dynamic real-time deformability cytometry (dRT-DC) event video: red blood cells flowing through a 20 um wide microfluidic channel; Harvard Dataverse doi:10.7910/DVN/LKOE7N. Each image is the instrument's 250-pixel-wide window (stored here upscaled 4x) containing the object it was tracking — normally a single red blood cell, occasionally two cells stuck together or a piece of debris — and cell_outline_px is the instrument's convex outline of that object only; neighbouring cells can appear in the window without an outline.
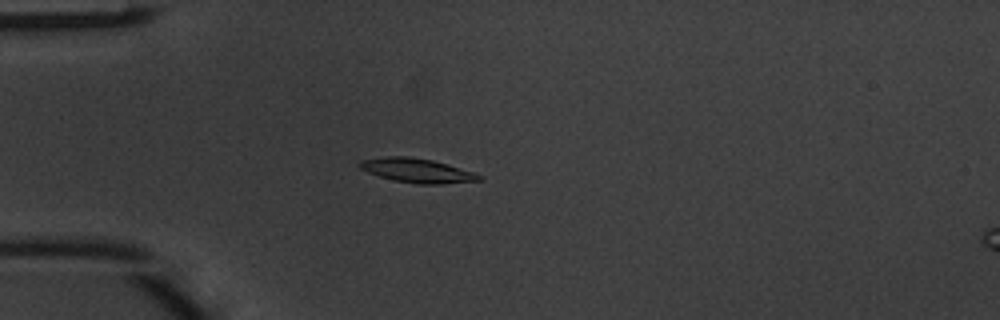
{"species": "common noctule bat (a hibernating species)", "species_latin": "Nyctalus noctula", "temperature_condition": "warm", "stored_images_in_passage": 42, "camera_frame_rate_fps": 3000, "um_per_image_px": 0.085, "animal": {"sex": "male", "body_mass_g": 20.1, "forearm_length_mm": 53.5}, "frame": {"image": 1, "passage_image": 7, "time_ms": 2.0, "image_size_px": [1000, 320], "cell_outline_px": [[484, 180], [440, 184], [416, 184], [396, 180], [380, 176], [368, 172], [360, 168], [356, 164], [360, 160], [384, 156], [408, 156], [432, 160], [472, 172], [484, 176]], "centroid_in_image_um": [35.43, 14.49], "position_along_channel_um": 49.6, "area_um2": 16.76}}
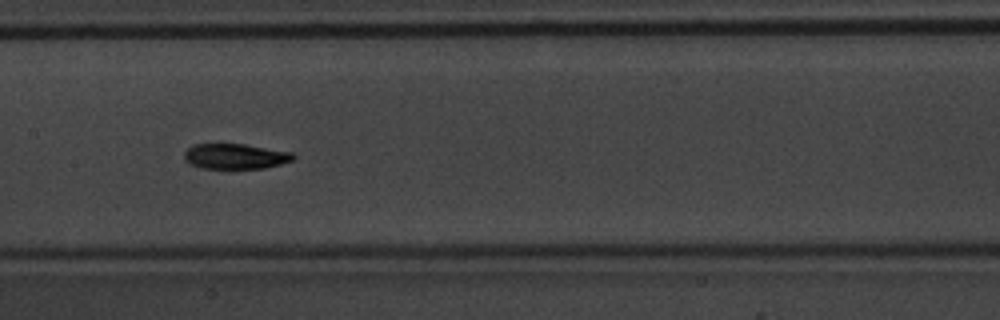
{"frame": {"image": 2, "passage_image": 18, "time_ms": 5.667, "image_size_px": [1000, 320], "cell_outline_px": [[296, 156], [292, 160], [280, 164], [264, 168], [200, 168], [188, 164], [184, 160], [184, 152], [192, 144], [244, 144], [292, 152]], "centroid_in_image_um": [19.96, 13.28], "position_along_channel_um": 187.4, "area_um2": 16.13}}
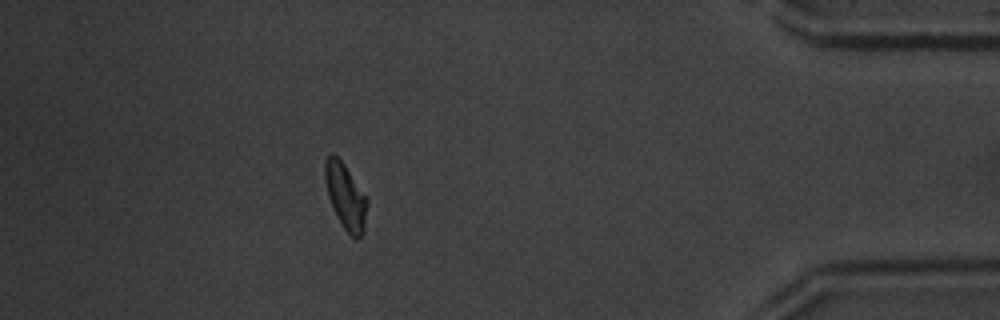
{"frame": {"image": 3, "passage_image": 37, "time_ms": 12.0, "image_size_px": [1000, 320], "cell_outline_px": [[368, 204], [364, 232], [356, 240], [344, 228], [336, 216], [328, 196], [324, 180], [324, 160], [332, 152], [344, 164], [368, 196]], "centroid_in_image_um": [29.39, 16.68], "position_along_channel_um": 405.8, "area_um2": 16.47}, "authors_computed_cell_mechanics": {"area_um2": 16.1551, "velocity_mm_per_s": 4.1508, "shape_relaxation_time_tau1_ms": 2.0778, "shape_relaxation_time_tau2_ms": 2.0171, "deformation_change_tau1": 0.1466, "deformation_change_tau2": 0.0803}}